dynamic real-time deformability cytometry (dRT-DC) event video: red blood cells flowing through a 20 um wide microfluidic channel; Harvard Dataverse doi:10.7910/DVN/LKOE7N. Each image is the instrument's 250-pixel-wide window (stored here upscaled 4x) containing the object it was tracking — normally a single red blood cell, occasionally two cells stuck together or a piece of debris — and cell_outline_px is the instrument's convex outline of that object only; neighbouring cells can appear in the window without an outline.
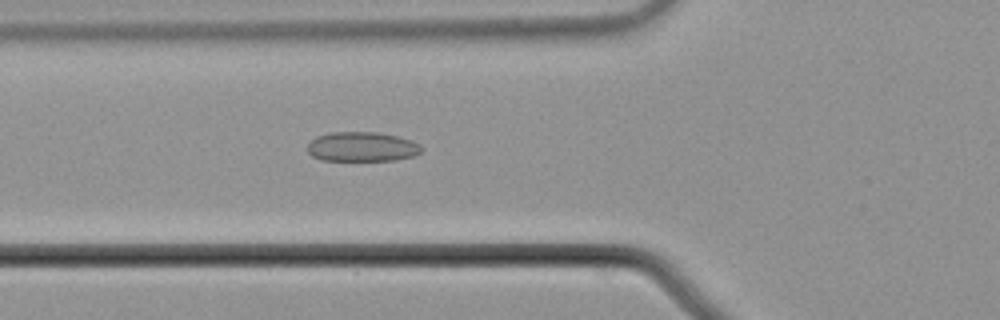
{"species": "common noctule bat (a hibernating species)", "species_latin": "Nyctalus noctula", "temperature_condition": "cold", "stored_images_in_passage": 6, "camera_frame_rate_fps": 3000, "um_per_image_px": 0.085, "animal": {"sex": "male", "body_mass_g": 21.5, "forearm_length_mm": 52.0}, "frame": {"image": 1, "passage_image": 6, "time_ms": 1.667, "image_size_px": [1000, 320], "cell_outline_px": [[424, 148], [420, 152], [412, 156], [396, 160], [320, 160], [312, 156], [308, 152], [308, 144], [316, 136], [332, 132], [376, 132], [396, 136], [412, 140], [420, 144]], "centroid_in_image_um": [30.78, 12.47], "position_along_channel_um": 95.0, "area_um2": 19.65}}